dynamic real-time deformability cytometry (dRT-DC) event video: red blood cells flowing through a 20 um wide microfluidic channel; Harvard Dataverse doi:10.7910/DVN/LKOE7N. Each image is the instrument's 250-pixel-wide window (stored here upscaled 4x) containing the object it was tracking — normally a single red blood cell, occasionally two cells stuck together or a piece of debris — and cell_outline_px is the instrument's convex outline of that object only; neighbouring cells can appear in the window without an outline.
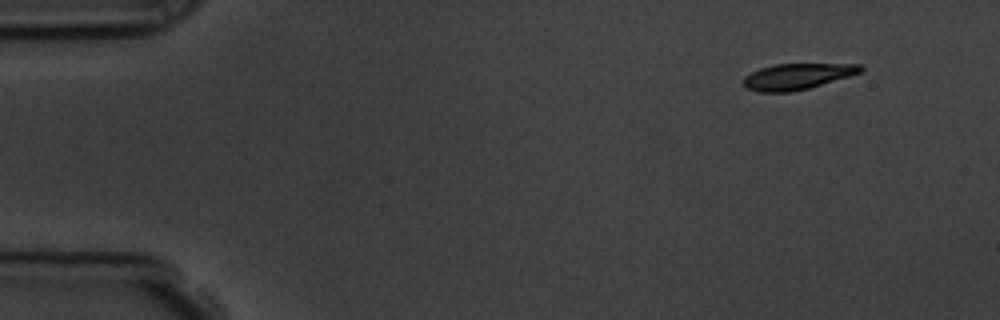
{"species": "common noctule bat (a hibernating species)", "species_latin": "Nyctalus noctula", "temperature_condition": "room temperature", "stored_images_in_passage": 5, "camera_frame_rate_fps": 3000, "um_per_image_px": 0.085, "animal": {"sex": "male", "body_mass_g": 19.5, "forearm_length_mm": 54.6}, "frame": {"image": 1, "passage_image": 1, "time_ms": 0.0, "image_size_px": [1000, 320], "cell_outline_px": [[864, 68], [860, 72], [848, 76], [808, 88], [788, 92], [760, 92], [748, 88], [744, 84], [744, 76], [760, 68], [776, 64], [860, 64]], "centroid_in_image_um": [67.74, 6.49], "position_along_channel_um": 17.3, "area_um2": 17.34}}
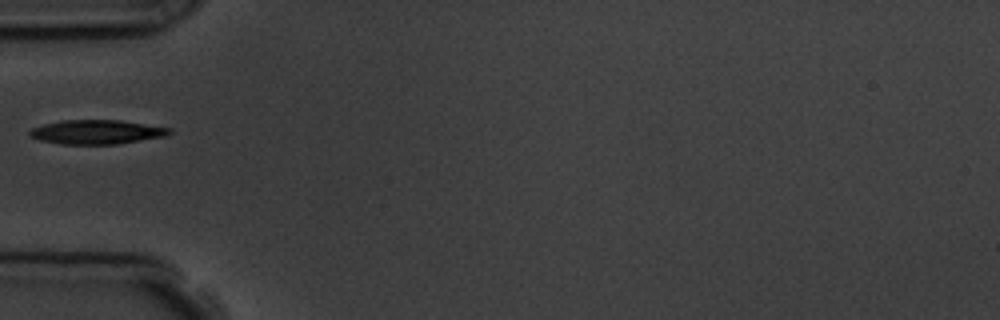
{"frame": {"image": 2, "passage_image": 4, "time_ms": 4.333, "image_size_px": [1000, 320], "cell_outline_px": [[172, 132], [164, 136], [116, 144], [60, 144], [40, 140], [32, 136], [28, 132], [32, 128], [44, 124], [64, 120], [120, 120], [172, 128]], "centroid_in_image_um": [8.22, 11.21], "position_along_channel_um": 76.8, "area_um2": 19.48}}